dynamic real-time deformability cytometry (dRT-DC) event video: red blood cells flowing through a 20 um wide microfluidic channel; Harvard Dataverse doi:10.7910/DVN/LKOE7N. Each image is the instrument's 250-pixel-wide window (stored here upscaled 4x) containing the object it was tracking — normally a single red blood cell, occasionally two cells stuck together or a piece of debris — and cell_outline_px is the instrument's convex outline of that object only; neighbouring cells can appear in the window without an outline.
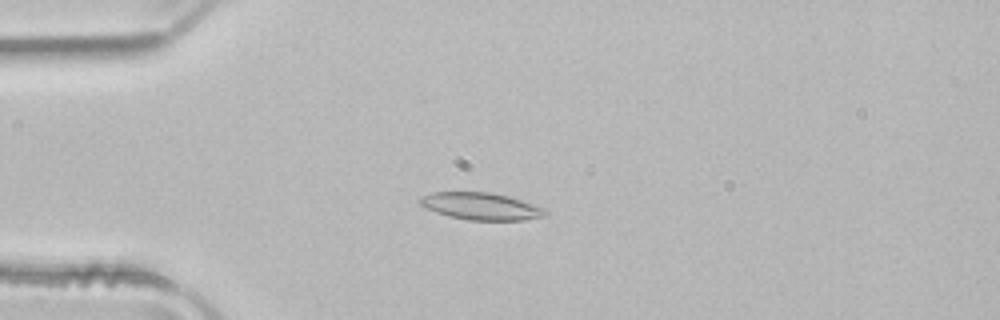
{"species": "common noctule bat (a hibernating species)", "species_latin": "Nyctalus noctula", "temperature_condition": "room temperature", "stored_images_in_passage": 50, "camera_frame_rate_fps": 3000, "um_per_image_px": 0.085, "animal": {"sex": "male", "body_mass_g": 21.5, "forearm_length_mm": 52.0}, "frame": {"image": 1, "passage_image": 12, "time_ms": 3.667, "image_size_px": [1000, 320], "cell_outline_px": [[548, 216], [524, 220], [468, 220], [448, 216], [424, 208], [416, 200], [420, 196], [432, 192], [488, 192], [508, 196], [544, 208], [548, 212]], "centroid_in_image_um": [40.84, 17.53], "position_along_channel_um": 44.2, "area_um2": 20.0}}
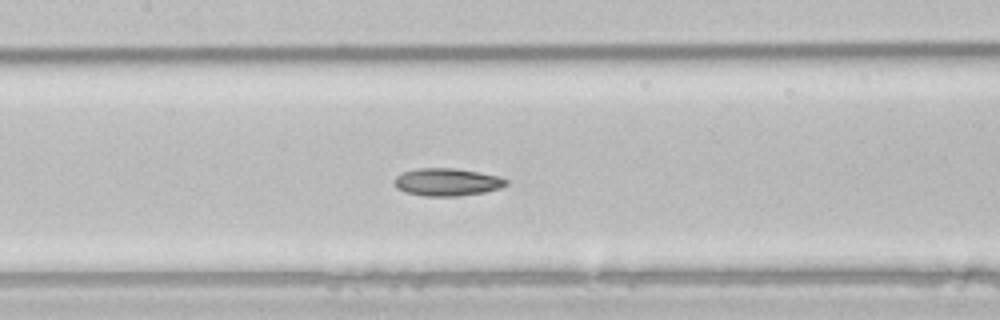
{"frame": {"image": 2, "passage_image": 23, "time_ms": 7.333, "image_size_px": [1000, 320], "cell_outline_px": [[508, 184], [500, 188], [484, 192], [456, 196], [424, 196], [404, 192], [396, 188], [392, 184], [392, 180], [396, 176], [404, 172], [416, 168], [452, 168], [476, 172], [496, 176], [508, 180]], "centroid_in_image_um": [37.92, 15.48], "position_along_channel_um": 169.5, "area_um2": 17.98}}
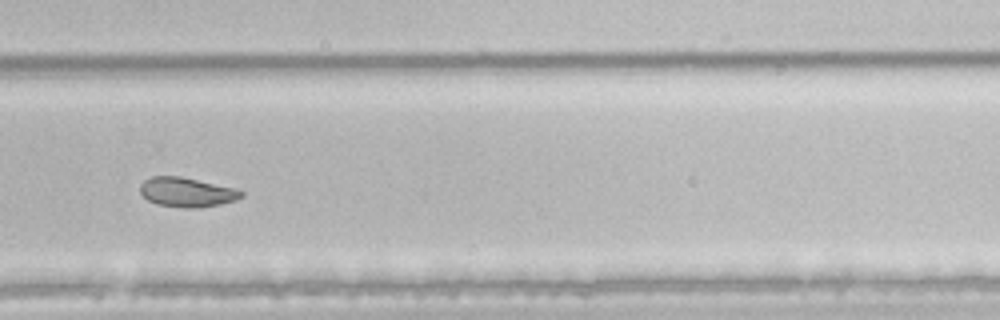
{"frame": {"image": 3, "passage_image": 34, "time_ms": 11.0, "image_size_px": [1000, 320], "cell_outline_px": [[244, 196], [236, 200], [220, 204], [192, 208], [184, 208], [156, 204], [148, 200], [140, 192], [140, 184], [144, 180], [152, 176], [180, 176], [236, 188], [244, 192]], "centroid_in_image_um": [15.88, 16.33], "position_along_channel_um": 313.9, "area_um2": 17.4}, "authors_computed_cell_mechanics": {"area_um2": 19.9988, "velocity_mm_per_s": 3.9624, "shape_relaxation_time_tau1_ms": null, "shape_relaxation_time_tau2_ms": 5.5649, "deformation_change_tau1": null, "deformation_change_tau2": 0.1034}}